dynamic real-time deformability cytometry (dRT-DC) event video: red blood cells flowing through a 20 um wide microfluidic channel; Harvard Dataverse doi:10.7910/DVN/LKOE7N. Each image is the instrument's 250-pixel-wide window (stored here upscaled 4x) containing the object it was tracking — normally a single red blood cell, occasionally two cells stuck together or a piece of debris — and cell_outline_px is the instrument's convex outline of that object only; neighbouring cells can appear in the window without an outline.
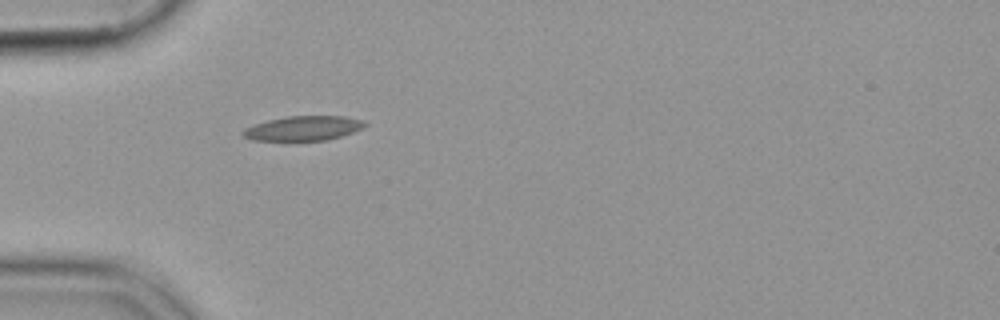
{"species": "common noctule bat (a hibernating species)", "species_latin": "Nyctalus noctula", "temperature_condition": "cold", "stored_images_in_passage": 39, "camera_frame_rate_fps": 3000, "um_per_image_px": 0.085, "animal": {"sex": "female", "body_mass_g": 19.9}, "frame": {"image": 1, "passage_image": 1, "time_ms": 0.0, "image_size_px": [1000, 320], "cell_outline_px": [[368, 124], [364, 128], [340, 136], [324, 140], [252, 140], [244, 136], [240, 132], [244, 128], [268, 120], [288, 116], [344, 116], [360, 120]], "centroid_in_image_um": [25.77, 10.9], "position_along_channel_um": 59.2, "area_um2": 17.22}}
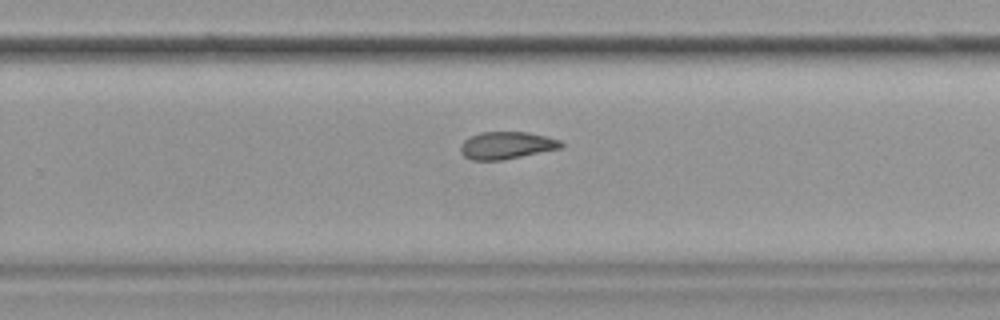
{"frame": {"image": 2, "passage_image": 20, "time_ms": 6.333, "image_size_px": [1000, 320], "cell_outline_px": [[564, 148], [504, 160], [472, 160], [464, 156], [460, 152], [460, 144], [468, 136], [480, 132], [528, 132], [560, 140], [564, 144]], "centroid_in_image_um": [43.06, 12.36], "position_along_channel_um": 286.7, "area_um2": 16.3}}
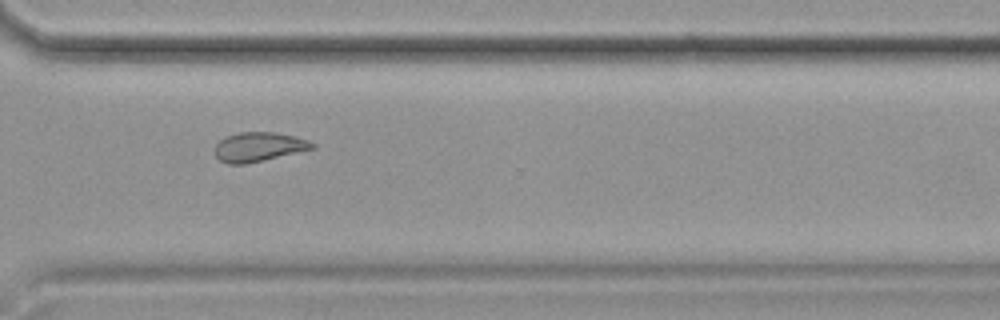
{"frame": {"image": 3, "passage_image": 25, "time_ms": 8.0, "image_size_px": [1000, 320], "cell_outline_px": [[316, 148], [244, 164], [228, 164], [220, 160], [216, 156], [216, 144], [224, 136], [240, 132], [276, 132], [296, 136], [308, 140], [316, 144]], "centroid_in_image_um": [22.01, 12.47], "position_along_channel_um": 348.6, "area_um2": 16.59}}